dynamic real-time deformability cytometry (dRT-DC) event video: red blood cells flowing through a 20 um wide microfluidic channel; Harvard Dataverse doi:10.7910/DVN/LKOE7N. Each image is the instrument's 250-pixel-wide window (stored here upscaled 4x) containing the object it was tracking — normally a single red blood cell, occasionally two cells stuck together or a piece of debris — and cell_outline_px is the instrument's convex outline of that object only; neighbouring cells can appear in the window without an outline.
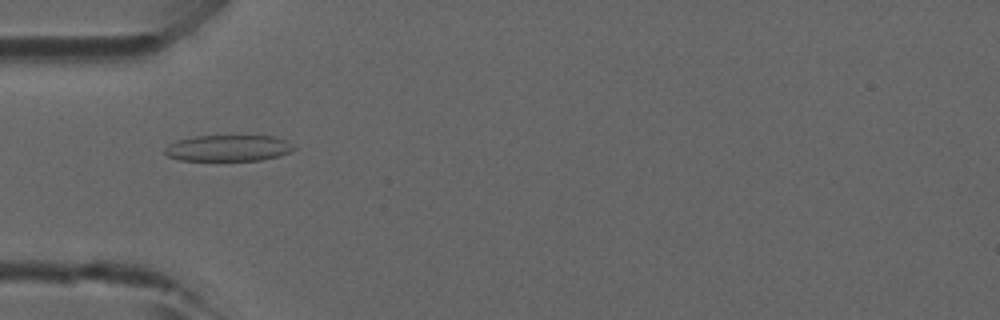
{"species": "common noctule bat (a hibernating species)", "species_latin": "Nyctalus noctula", "temperature_condition": "room temperature", "stored_images_in_passage": 4, "camera_frame_rate_fps": 3000, "um_per_image_px": 0.085, "animal": {"sex": "male", "forearm_length_mm": 52.5}, "frame": {"image": 1, "passage_image": 4, "time_ms": 1.0, "image_size_px": [1000, 320], "cell_outline_px": [[296, 148], [280, 156], [260, 160], [180, 160], [168, 156], [164, 152], [164, 148], [168, 144], [180, 140], [196, 136], [276, 136], [288, 140]], "centroid_in_image_um": [19.44, 12.58], "position_along_channel_um": 65.6, "area_um2": 19.65}}